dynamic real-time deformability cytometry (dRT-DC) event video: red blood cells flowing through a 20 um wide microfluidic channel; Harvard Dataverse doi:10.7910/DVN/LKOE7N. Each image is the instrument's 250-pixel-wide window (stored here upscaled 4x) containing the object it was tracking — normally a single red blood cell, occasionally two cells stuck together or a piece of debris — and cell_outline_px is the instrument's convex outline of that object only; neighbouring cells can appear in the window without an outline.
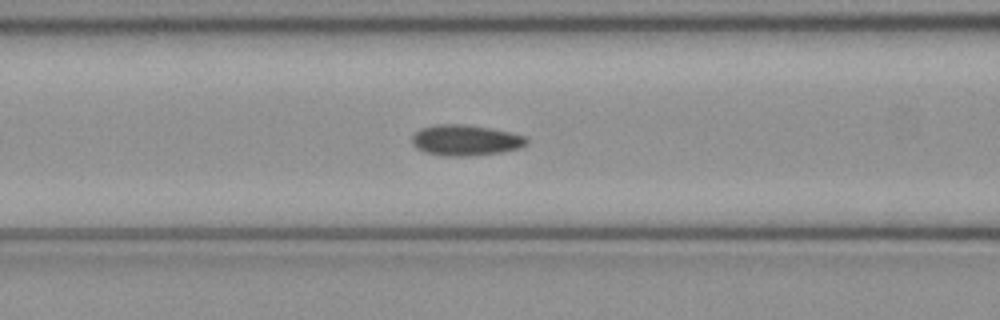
{"species": "common noctule bat (a hibernating species)", "species_latin": "Nyctalus noctula", "temperature_condition": "cold", "stored_images_in_passage": 50, "camera_frame_rate_fps": 3000, "um_per_image_px": 0.085, "animal": {"sex": "female", "body_mass_g": 21.9}, "frame": {"image": 1, "passage_image": 20, "time_ms": 6.333, "image_size_px": [1000, 320], "cell_outline_px": [[528, 144], [520, 148], [500, 152], [472, 156], [444, 156], [424, 152], [416, 148], [412, 144], [412, 136], [420, 128], [436, 124], [464, 124], [512, 132], [524, 136], [528, 140]], "centroid_in_image_um": [39.56, 11.92], "position_along_channel_um": 127.0, "area_um2": 20.69}}
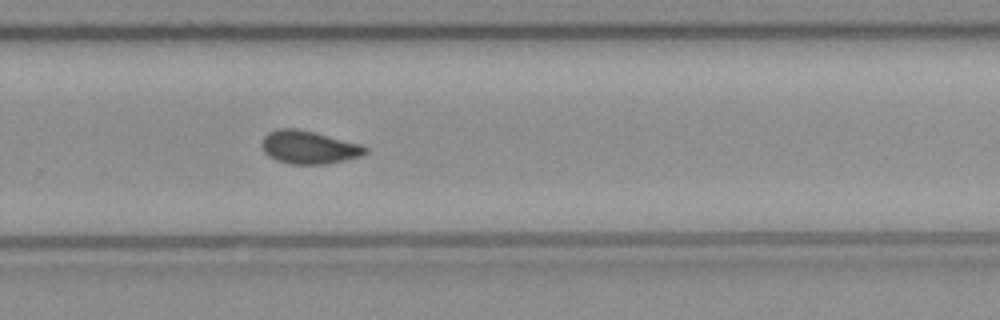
{"frame": {"image": 2, "passage_image": 33, "time_ms": 10.667, "image_size_px": [1000, 320], "cell_outline_px": [[368, 152], [360, 156], [328, 164], [288, 164], [276, 160], [268, 156], [264, 152], [264, 136], [268, 132], [280, 128], [296, 128], [360, 144], [368, 148]], "centroid_in_image_um": [26.25, 12.53], "position_along_channel_um": 303.5, "area_um2": 19.65}}
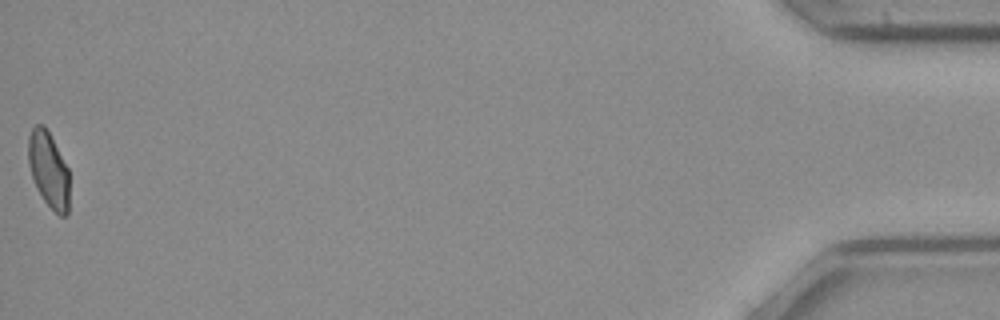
{"frame": {"image": 3, "passage_image": 50, "time_ms": 16.333, "image_size_px": [1000, 320], "cell_outline_px": [[68, 216], [60, 216], [44, 200], [36, 188], [28, 164], [28, 136], [32, 128], [36, 124], [44, 124], [68, 168]], "centroid_in_image_um": [4.11, 14.41], "position_along_channel_um": 431.1, "area_um2": 17.98}, "authors_computed_cell_mechanics": {"area_um2": 19.7387, "velocity_mm_per_s": 4.0745, "shape_relaxation_time_tau1_ms": null, "shape_relaxation_time_tau2_ms": 2.112, "deformation_change_tau1": null, "deformation_change_tau2": 0.055}}